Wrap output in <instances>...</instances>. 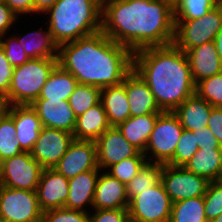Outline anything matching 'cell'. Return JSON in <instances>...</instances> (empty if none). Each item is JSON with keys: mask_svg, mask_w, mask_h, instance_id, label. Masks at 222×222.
Here are the masks:
<instances>
[{"mask_svg": "<svg viewBox=\"0 0 222 222\" xmlns=\"http://www.w3.org/2000/svg\"><path fill=\"white\" fill-rule=\"evenodd\" d=\"M10 106L7 95L0 92V118L8 114Z\"/></svg>", "mask_w": 222, "mask_h": 222, "instance_id": "obj_47", "label": "cell"}, {"mask_svg": "<svg viewBox=\"0 0 222 222\" xmlns=\"http://www.w3.org/2000/svg\"><path fill=\"white\" fill-rule=\"evenodd\" d=\"M147 162L145 156H134L111 165L106 172L117 178L120 182L127 184Z\"/></svg>", "mask_w": 222, "mask_h": 222, "instance_id": "obj_35", "label": "cell"}, {"mask_svg": "<svg viewBox=\"0 0 222 222\" xmlns=\"http://www.w3.org/2000/svg\"><path fill=\"white\" fill-rule=\"evenodd\" d=\"M98 167L106 171L111 165L134 156H145L123 136L117 127L108 128L96 141Z\"/></svg>", "mask_w": 222, "mask_h": 222, "instance_id": "obj_13", "label": "cell"}, {"mask_svg": "<svg viewBox=\"0 0 222 222\" xmlns=\"http://www.w3.org/2000/svg\"><path fill=\"white\" fill-rule=\"evenodd\" d=\"M73 140L72 133L43 126L30 154L43 169H53Z\"/></svg>", "mask_w": 222, "mask_h": 222, "instance_id": "obj_12", "label": "cell"}, {"mask_svg": "<svg viewBox=\"0 0 222 222\" xmlns=\"http://www.w3.org/2000/svg\"><path fill=\"white\" fill-rule=\"evenodd\" d=\"M212 108L207 101L195 93L187 98L173 112L178 116L184 129L195 131L207 127Z\"/></svg>", "mask_w": 222, "mask_h": 222, "instance_id": "obj_24", "label": "cell"}, {"mask_svg": "<svg viewBox=\"0 0 222 222\" xmlns=\"http://www.w3.org/2000/svg\"><path fill=\"white\" fill-rule=\"evenodd\" d=\"M122 84L125 86L129 100L130 116L137 117L163 112L149 86L134 69L126 75Z\"/></svg>", "mask_w": 222, "mask_h": 222, "instance_id": "obj_17", "label": "cell"}, {"mask_svg": "<svg viewBox=\"0 0 222 222\" xmlns=\"http://www.w3.org/2000/svg\"><path fill=\"white\" fill-rule=\"evenodd\" d=\"M101 31L133 53L174 42V9L160 0H102Z\"/></svg>", "mask_w": 222, "mask_h": 222, "instance_id": "obj_1", "label": "cell"}, {"mask_svg": "<svg viewBox=\"0 0 222 222\" xmlns=\"http://www.w3.org/2000/svg\"><path fill=\"white\" fill-rule=\"evenodd\" d=\"M94 210L89 212V222H129L127 208Z\"/></svg>", "mask_w": 222, "mask_h": 222, "instance_id": "obj_40", "label": "cell"}, {"mask_svg": "<svg viewBox=\"0 0 222 222\" xmlns=\"http://www.w3.org/2000/svg\"><path fill=\"white\" fill-rule=\"evenodd\" d=\"M0 45L3 47L5 56L13 67L23 65L30 60L25 50L19 44L17 37L13 35V32L11 36L6 33L0 37Z\"/></svg>", "mask_w": 222, "mask_h": 222, "instance_id": "obj_38", "label": "cell"}, {"mask_svg": "<svg viewBox=\"0 0 222 222\" xmlns=\"http://www.w3.org/2000/svg\"><path fill=\"white\" fill-rule=\"evenodd\" d=\"M31 106L36 110L44 127L73 134L77 117L68 100L36 99Z\"/></svg>", "mask_w": 222, "mask_h": 222, "instance_id": "obj_16", "label": "cell"}, {"mask_svg": "<svg viewBox=\"0 0 222 222\" xmlns=\"http://www.w3.org/2000/svg\"><path fill=\"white\" fill-rule=\"evenodd\" d=\"M69 193V179L53 169H43L36 195L41 210L64 207Z\"/></svg>", "mask_w": 222, "mask_h": 222, "instance_id": "obj_15", "label": "cell"}, {"mask_svg": "<svg viewBox=\"0 0 222 222\" xmlns=\"http://www.w3.org/2000/svg\"><path fill=\"white\" fill-rule=\"evenodd\" d=\"M160 1L168 4L172 9H174L180 2V0H160Z\"/></svg>", "mask_w": 222, "mask_h": 222, "instance_id": "obj_49", "label": "cell"}, {"mask_svg": "<svg viewBox=\"0 0 222 222\" xmlns=\"http://www.w3.org/2000/svg\"><path fill=\"white\" fill-rule=\"evenodd\" d=\"M43 15L54 41L61 46L101 31L102 0H58Z\"/></svg>", "mask_w": 222, "mask_h": 222, "instance_id": "obj_4", "label": "cell"}, {"mask_svg": "<svg viewBox=\"0 0 222 222\" xmlns=\"http://www.w3.org/2000/svg\"><path fill=\"white\" fill-rule=\"evenodd\" d=\"M40 29H34L25 34H14L21 47L27 53L30 59L35 58H58L59 46L54 41L49 27L46 26L44 30L43 27Z\"/></svg>", "mask_w": 222, "mask_h": 222, "instance_id": "obj_22", "label": "cell"}, {"mask_svg": "<svg viewBox=\"0 0 222 222\" xmlns=\"http://www.w3.org/2000/svg\"><path fill=\"white\" fill-rule=\"evenodd\" d=\"M162 164L147 162L137 175L126 184L128 201L142 191L161 182Z\"/></svg>", "mask_w": 222, "mask_h": 222, "instance_id": "obj_30", "label": "cell"}, {"mask_svg": "<svg viewBox=\"0 0 222 222\" xmlns=\"http://www.w3.org/2000/svg\"><path fill=\"white\" fill-rule=\"evenodd\" d=\"M54 169L67 179L88 170H101L97 162L96 142L74 139Z\"/></svg>", "mask_w": 222, "mask_h": 222, "instance_id": "obj_14", "label": "cell"}, {"mask_svg": "<svg viewBox=\"0 0 222 222\" xmlns=\"http://www.w3.org/2000/svg\"><path fill=\"white\" fill-rule=\"evenodd\" d=\"M36 191L3 187L0 194V220L4 222H42Z\"/></svg>", "mask_w": 222, "mask_h": 222, "instance_id": "obj_9", "label": "cell"}, {"mask_svg": "<svg viewBox=\"0 0 222 222\" xmlns=\"http://www.w3.org/2000/svg\"><path fill=\"white\" fill-rule=\"evenodd\" d=\"M4 187L3 183H2V179H1V175H0V194H1V191H2V188Z\"/></svg>", "mask_w": 222, "mask_h": 222, "instance_id": "obj_51", "label": "cell"}, {"mask_svg": "<svg viewBox=\"0 0 222 222\" xmlns=\"http://www.w3.org/2000/svg\"><path fill=\"white\" fill-rule=\"evenodd\" d=\"M58 0H33L34 14L40 15L52 7Z\"/></svg>", "mask_w": 222, "mask_h": 222, "instance_id": "obj_46", "label": "cell"}, {"mask_svg": "<svg viewBox=\"0 0 222 222\" xmlns=\"http://www.w3.org/2000/svg\"><path fill=\"white\" fill-rule=\"evenodd\" d=\"M18 18L15 13L2 1L0 2V37L11 32L13 24L17 23Z\"/></svg>", "mask_w": 222, "mask_h": 222, "instance_id": "obj_42", "label": "cell"}, {"mask_svg": "<svg viewBox=\"0 0 222 222\" xmlns=\"http://www.w3.org/2000/svg\"><path fill=\"white\" fill-rule=\"evenodd\" d=\"M101 170H88L69 179V193L65 208L89 213ZM90 206V207H88ZM89 208V209H88Z\"/></svg>", "mask_w": 222, "mask_h": 222, "instance_id": "obj_21", "label": "cell"}, {"mask_svg": "<svg viewBox=\"0 0 222 222\" xmlns=\"http://www.w3.org/2000/svg\"><path fill=\"white\" fill-rule=\"evenodd\" d=\"M8 114L13 118L16 136L24 152H30L43 128L31 105H11Z\"/></svg>", "mask_w": 222, "mask_h": 222, "instance_id": "obj_19", "label": "cell"}, {"mask_svg": "<svg viewBox=\"0 0 222 222\" xmlns=\"http://www.w3.org/2000/svg\"><path fill=\"white\" fill-rule=\"evenodd\" d=\"M207 126L218 139L219 144L222 147V108L213 107L211 109Z\"/></svg>", "mask_w": 222, "mask_h": 222, "instance_id": "obj_44", "label": "cell"}, {"mask_svg": "<svg viewBox=\"0 0 222 222\" xmlns=\"http://www.w3.org/2000/svg\"><path fill=\"white\" fill-rule=\"evenodd\" d=\"M8 7L15 13L19 18L20 15H34V2L33 0H4ZM33 14V15H30Z\"/></svg>", "mask_w": 222, "mask_h": 222, "instance_id": "obj_45", "label": "cell"}, {"mask_svg": "<svg viewBox=\"0 0 222 222\" xmlns=\"http://www.w3.org/2000/svg\"><path fill=\"white\" fill-rule=\"evenodd\" d=\"M15 136L13 118L9 114L0 118V162L24 152Z\"/></svg>", "mask_w": 222, "mask_h": 222, "instance_id": "obj_32", "label": "cell"}, {"mask_svg": "<svg viewBox=\"0 0 222 222\" xmlns=\"http://www.w3.org/2000/svg\"><path fill=\"white\" fill-rule=\"evenodd\" d=\"M42 222H89V213L65 207L43 212Z\"/></svg>", "mask_w": 222, "mask_h": 222, "instance_id": "obj_39", "label": "cell"}, {"mask_svg": "<svg viewBox=\"0 0 222 222\" xmlns=\"http://www.w3.org/2000/svg\"><path fill=\"white\" fill-rule=\"evenodd\" d=\"M110 127L107 114L100 101L76 118L73 137L76 140L96 141Z\"/></svg>", "mask_w": 222, "mask_h": 222, "instance_id": "obj_23", "label": "cell"}, {"mask_svg": "<svg viewBox=\"0 0 222 222\" xmlns=\"http://www.w3.org/2000/svg\"><path fill=\"white\" fill-rule=\"evenodd\" d=\"M204 198L205 216L208 222L222 214V180L210 181Z\"/></svg>", "mask_w": 222, "mask_h": 222, "instance_id": "obj_37", "label": "cell"}, {"mask_svg": "<svg viewBox=\"0 0 222 222\" xmlns=\"http://www.w3.org/2000/svg\"><path fill=\"white\" fill-rule=\"evenodd\" d=\"M184 167L209 181L222 180V148H199Z\"/></svg>", "mask_w": 222, "mask_h": 222, "instance_id": "obj_26", "label": "cell"}, {"mask_svg": "<svg viewBox=\"0 0 222 222\" xmlns=\"http://www.w3.org/2000/svg\"><path fill=\"white\" fill-rule=\"evenodd\" d=\"M172 203L160 182L129 201V222H169Z\"/></svg>", "mask_w": 222, "mask_h": 222, "instance_id": "obj_8", "label": "cell"}, {"mask_svg": "<svg viewBox=\"0 0 222 222\" xmlns=\"http://www.w3.org/2000/svg\"><path fill=\"white\" fill-rule=\"evenodd\" d=\"M58 58L30 59L14 67L8 100L10 105H31L41 92Z\"/></svg>", "mask_w": 222, "mask_h": 222, "instance_id": "obj_5", "label": "cell"}, {"mask_svg": "<svg viewBox=\"0 0 222 222\" xmlns=\"http://www.w3.org/2000/svg\"><path fill=\"white\" fill-rule=\"evenodd\" d=\"M126 184L101 170L92 203L93 209H121L128 208Z\"/></svg>", "mask_w": 222, "mask_h": 222, "instance_id": "obj_18", "label": "cell"}, {"mask_svg": "<svg viewBox=\"0 0 222 222\" xmlns=\"http://www.w3.org/2000/svg\"><path fill=\"white\" fill-rule=\"evenodd\" d=\"M58 64L78 84L104 88L123 82L133 69V52L99 31L59 46Z\"/></svg>", "mask_w": 222, "mask_h": 222, "instance_id": "obj_2", "label": "cell"}, {"mask_svg": "<svg viewBox=\"0 0 222 222\" xmlns=\"http://www.w3.org/2000/svg\"><path fill=\"white\" fill-rule=\"evenodd\" d=\"M159 114L130 116L117 126L123 136L141 152L145 151Z\"/></svg>", "mask_w": 222, "mask_h": 222, "instance_id": "obj_27", "label": "cell"}, {"mask_svg": "<svg viewBox=\"0 0 222 222\" xmlns=\"http://www.w3.org/2000/svg\"><path fill=\"white\" fill-rule=\"evenodd\" d=\"M198 149L195 135L191 131L183 129L175 149L174 157L168 165L185 166Z\"/></svg>", "mask_w": 222, "mask_h": 222, "instance_id": "obj_36", "label": "cell"}, {"mask_svg": "<svg viewBox=\"0 0 222 222\" xmlns=\"http://www.w3.org/2000/svg\"><path fill=\"white\" fill-rule=\"evenodd\" d=\"M183 129L174 112H161L143 152L147 161L168 164L174 157Z\"/></svg>", "mask_w": 222, "mask_h": 222, "instance_id": "obj_6", "label": "cell"}, {"mask_svg": "<svg viewBox=\"0 0 222 222\" xmlns=\"http://www.w3.org/2000/svg\"><path fill=\"white\" fill-rule=\"evenodd\" d=\"M169 222H208L203 196L173 202Z\"/></svg>", "mask_w": 222, "mask_h": 222, "instance_id": "obj_29", "label": "cell"}, {"mask_svg": "<svg viewBox=\"0 0 222 222\" xmlns=\"http://www.w3.org/2000/svg\"><path fill=\"white\" fill-rule=\"evenodd\" d=\"M133 69L149 86L162 111L173 112L195 94L186 53L174 43L136 51Z\"/></svg>", "mask_w": 222, "mask_h": 222, "instance_id": "obj_3", "label": "cell"}, {"mask_svg": "<svg viewBox=\"0 0 222 222\" xmlns=\"http://www.w3.org/2000/svg\"><path fill=\"white\" fill-rule=\"evenodd\" d=\"M195 93L212 107L222 108V72L199 81Z\"/></svg>", "mask_w": 222, "mask_h": 222, "instance_id": "obj_34", "label": "cell"}, {"mask_svg": "<svg viewBox=\"0 0 222 222\" xmlns=\"http://www.w3.org/2000/svg\"><path fill=\"white\" fill-rule=\"evenodd\" d=\"M68 101L75 116L78 117L101 101V88L78 84Z\"/></svg>", "mask_w": 222, "mask_h": 222, "instance_id": "obj_31", "label": "cell"}, {"mask_svg": "<svg viewBox=\"0 0 222 222\" xmlns=\"http://www.w3.org/2000/svg\"><path fill=\"white\" fill-rule=\"evenodd\" d=\"M42 170L30 152H22L0 162L2 183L8 188L36 191Z\"/></svg>", "mask_w": 222, "mask_h": 222, "instance_id": "obj_11", "label": "cell"}, {"mask_svg": "<svg viewBox=\"0 0 222 222\" xmlns=\"http://www.w3.org/2000/svg\"><path fill=\"white\" fill-rule=\"evenodd\" d=\"M161 182L172 202L204 196L210 181L184 166L162 164Z\"/></svg>", "mask_w": 222, "mask_h": 222, "instance_id": "obj_10", "label": "cell"}, {"mask_svg": "<svg viewBox=\"0 0 222 222\" xmlns=\"http://www.w3.org/2000/svg\"><path fill=\"white\" fill-rule=\"evenodd\" d=\"M101 102L111 127H117L130 117L129 100L122 83L101 88Z\"/></svg>", "mask_w": 222, "mask_h": 222, "instance_id": "obj_25", "label": "cell"}, {"mask_svg": "<svg viewBox=\"0 0 222 222\" xmlns=\"http://www.w3.org/2000/svg\"><path fill=\"white\" fill-rule=\"evenodd\" d=\"M77 85L75 77L57 64L41 89L38 99L69 100Z\"/></svg>", "mask_w": 222, "mask_h": 222, "instance_id": "obj_28", "label": "cell"}, {"mask_svg": "<svg viewBox=\"0 0 222 222\" xmlns=\"http://www.w3.org/2000/svg\"><path fill=\"white\" fill-rule=\"evenodd\" d=\"M191 132L195 135L199 148H222L208 126Z\"/></svg>", "mask_w": 222, "mask_h": 222, "instance_id": "obj_43", "label": "cell"}, {"mask_svg": "<svg viewBox=\"0 0 222 222\" xmlns=\"http://www.w3.org/2000/svg\"><path fill=\"white\" fill-rule=\"evenodd\" d=\"M211 222H222V214L219 215L218 217H216L214 220H212Z\"/></svg>", "mask_w": 222, "mask_h": 222, "instance_id": "obj_50", "label": "cell"}, {"mask_svg": "<svg viewBox=\"0 0 222 222\" xmlns=\"http://www.w3.org/2000/svg\"><path fill=\"white\" fill-rule=\"evenodd\" d=\"M174 44L186 52L190 48L214 41L222 28V5L219 4L202 18L174 20Z\"/></svg>", "mask_w": 222, "mask_h": 222, "instance_id": "obj_7", "label": "cell"}, {"mask_svg": "<svg viewBox=\"0 0 222 222\" xmlns=\"http://www.w3.org/2000/svg\"><path fill=\"white\" fill-rule=\"evenodd\" d=\"M214 43H215L217 52L219 54V57L221 58V61H222V28L217 33Z\"/></svg>", "mask_w": 222, "mask_h": 222, "instance_id": "obj_48", "label": "cell"}, {"mask_svg": "<svg viewBox=\"0 0 222 222\" xmlns=\"http://www.w3.org/2000/svg\"><path fill=\"white\" fill-rule=\"evenodd\" d=\"M220 4V0H180L174 8V20L202 18Z\"/></svg>", "mask_w": 222, "mask_h": 222, "instance_id": "obj_33", "label": "cell"}, {"mask_svg": "<svg viewBox=\"0 0 222 222\" xmlns=\"http://www.w3.org/2000/svg\"><path fill=\"white\" fill-rule=\"evenodd\" d=\"M14 67L5 56L3 47L0 45V92L8 95Z\"/></svg>", "mask_w": 222, "mask_h": 222, "instance_id": "obj_41", "label": "cell"}, {"mask_svg": "<svg viewBox=\"0 0 222 222\" xmlns=\"http://www.w3.org/2000/svg\"><path fill=\"white\" fill-rule=\"evenodd\" d=\"M185 53L195 84L222 72V61L214 41L190 48Z\"/></svg>", "mask_w": 222, "mask_h": 222, "instance_id": "obj_20", "label": "cell"}]
</instances>
